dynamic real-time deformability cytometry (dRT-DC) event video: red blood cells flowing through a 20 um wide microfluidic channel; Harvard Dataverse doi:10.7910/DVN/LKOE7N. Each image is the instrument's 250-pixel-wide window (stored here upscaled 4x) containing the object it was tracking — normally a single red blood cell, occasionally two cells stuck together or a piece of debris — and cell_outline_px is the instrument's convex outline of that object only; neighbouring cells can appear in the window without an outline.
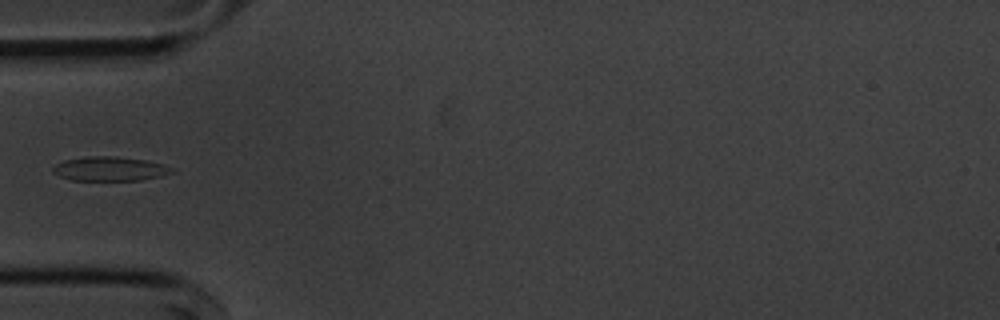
{"species": "common noctule bat (a hibernating species)", "species_latin": "Nyctalus noctula", "temperature_condition": "cold", "stored_images_in_passage": 38, "camera_frame_rate_fps": 3000, "um_per_image_px": 0.085, "animal": {"sex": "male", "body_mass_g": 20.1, "forearm_length_mm": 53.5}, "frame": {"image": 1, "passage_image": 1, "time_ms": 0.0, "image_size_px": [1000, 320], "cell_outline_px": [[176, 168], [172, 172], [160, 176], [140, 180], [72, 180], [60, 176], [52, 172], [52, 168], [56, 164], [64, 160], [88, 156], [116, 156], [144, 160]], "centroid_in_image_um": [9.31, 14.34], "position_along_channel_um": 75.7, "area_um2": 16.65}}
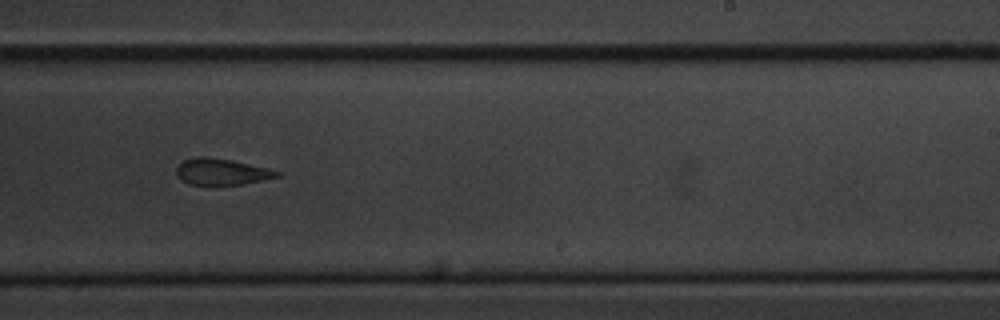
{"frame": {"image": 2, "passage_image": 17, "time_ms": 5.333, "image_size_px": [1000, 320], "cell_outline_px": [[284, 176], [244, 184], [188, 184], [180, 180], [176, 176], [176, 168], [184, 160], [200, 156], [204, 156], [232, 160], [268, 168], [280, 172]], "centroid_in_image_um": [18.86, 14.6], "position_along_channel_um": 270.1, "area_um2": 15.49}}
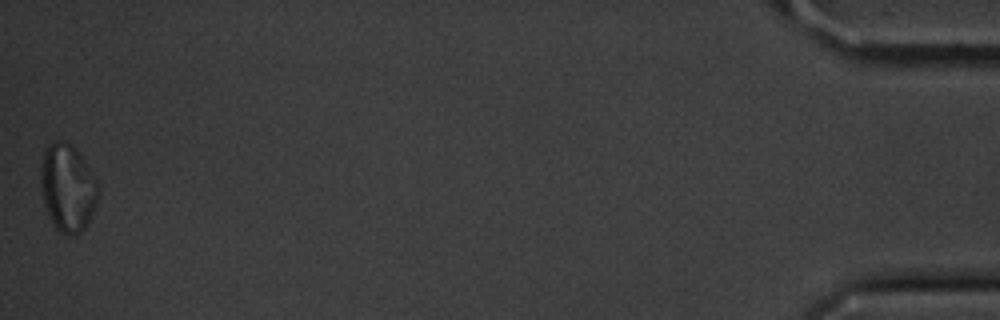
{"frame": {"image": 3, "passage_image": 38, "time_ms": 12.333, "image_size_px": [1000, 320], "cell_outline_px": [[100, 192], [96, 204], [84, 228], [80, 232], [72, 236], [68, 236], [60, 232], [56, 228], [48, 216], [44, 204], [40, 180], [40, 176], [44, 148], [48, 144], [56, 140], [60, 140], [72, 144], [76, 148], [96, 176]], "centroid_in_image_um": [5.76, 15.93], "position_along_channel_um": 429.4, "area_um2": 29.65}}